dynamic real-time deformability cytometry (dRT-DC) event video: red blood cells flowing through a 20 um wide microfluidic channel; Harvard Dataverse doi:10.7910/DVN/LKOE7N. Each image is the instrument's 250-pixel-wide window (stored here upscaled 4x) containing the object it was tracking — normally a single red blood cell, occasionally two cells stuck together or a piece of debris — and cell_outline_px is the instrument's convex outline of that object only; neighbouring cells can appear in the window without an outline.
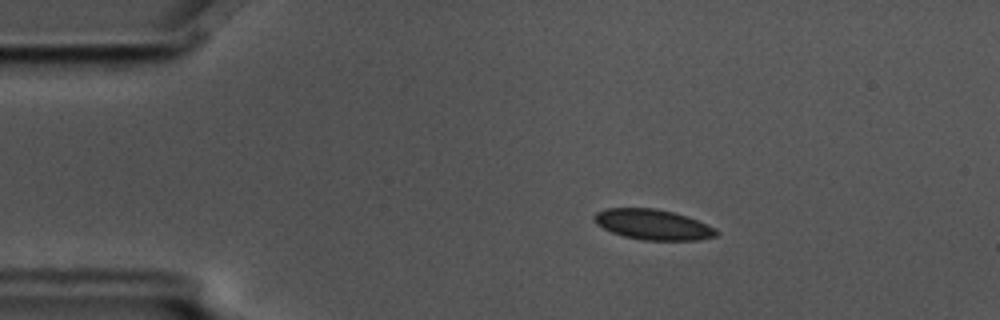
{"species": "common noctule bat (a hibernating species)", "species_latin": "Nyctalus noctula", "temperature_condition": "cold", "stored_images_in_passage": 6, "camera_frame_rate_fps": 3000, "um_per_image_px": 0.085, "animal": {"sex": "male", "body_mass_g": 17.5, "forearm_length_mm": 52.3}, "frame": {"image": 1, "passage_image": 3, "time_ms": 0.667, "image_size_px": [1000, 320], "cell_outline_px": [[720, 236], [700, 240], [644, 240], [624, 236], [612, 232], [596, 224], [592, 216], [596, 212], [608, 208], [656, 208], [688, 216], [716, 228], [720, 232]], "centroid_in_image_um": [55.55, 19.09], "position_along_channel_um": 29.5, "area_um2": 21.79}}